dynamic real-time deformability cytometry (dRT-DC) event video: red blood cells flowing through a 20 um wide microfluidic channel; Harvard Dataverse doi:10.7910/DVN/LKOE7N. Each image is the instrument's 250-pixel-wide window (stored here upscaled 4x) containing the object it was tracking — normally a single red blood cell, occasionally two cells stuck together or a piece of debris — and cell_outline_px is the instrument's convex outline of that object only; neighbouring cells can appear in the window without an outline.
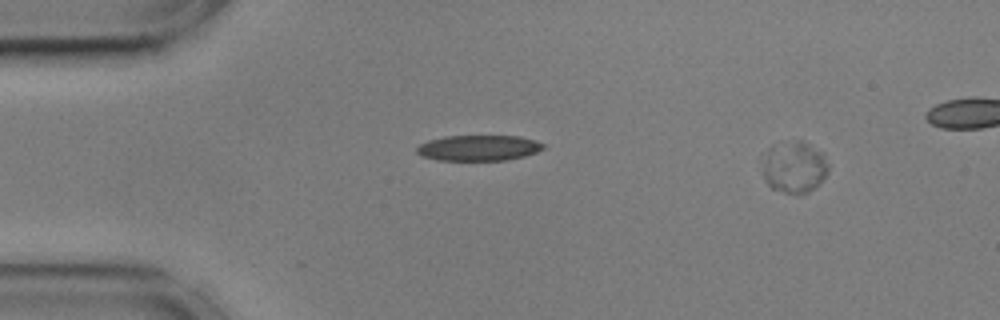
{"species": "common noctule bat (a hibernating species)", "species_latin": "Nyctalus noctula", "temperature_condition": "cold", "stored_images_in_passage": 38, "camera_frame_rate_fps": 3000, "um_per_image_px": 0.085, "animal": {"sex": "male", "body_mass_g": 17.9, "forearm_length_mm": 54.2}, "frame": {"image": 1, "passage_image": 1, "time_ms": 0.0, "image_size_px": [1000, 320], "cell_outline_px": [[828, 172], [808, 192], [796, 196], [772, 188], [764, 180], [760, 172], [768, 148], [772, 144], [796, 140], [800, 140], [824, 152], [828, 164]], "centroid_in_image_um": [67.48, 14.2], "position_along_channel_um": 17.5, "area_um2": 20.11}}
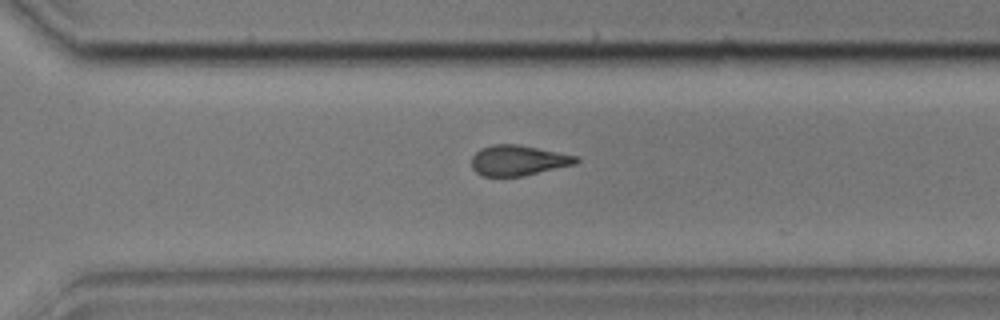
{"frame": {"image": 2, "passage_image": 26, "time_ms": 8.333, "image_size_px": [1000, 320], "cell_outline_px": [[580, 160], [576, 164], [524, 176], [484, 176], [476, 172], [472, 168], [472, 156], [480, 148], [492, 144], [516, 144], [580, 156]], "centroid_in_image_um": [44.07, 13.63], "position_along_channel_um": 326.5, "area_um2": 18.61}}
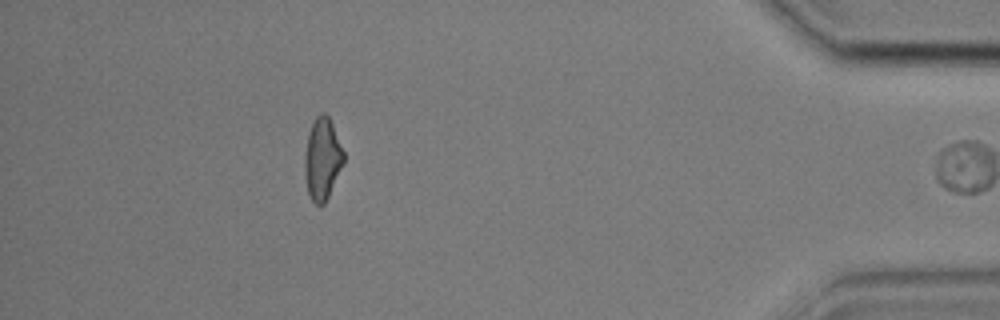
{"frame": {"image": 3, "passage_image": 37, "time_ms": 12.0, "image_size_px": [1000, 320], "cell_outline_px": [[344, 164], [324, 204], [316, 204], [312, 200], [308, 192], [304, 172], [304, 156], [308, 136], [312, 124], [316, 116], [320, 112], [324, 112], [328, 116], [332, 124], [344, 152]], "centroid_in_image_um": [27.4, 13.5], "position_along_channel_um": 407.8, "area_um2": 18.44}, "authors_computed_cell_mechanics": {"area_um2": 19.363, "velocity_mm_per_s": 3.6006, "shape_relaxation_time_tau1_ms": 5.6405, "shape_relaxation_time_tau2_ms": 5.1315, "deformation_change_tau1": 0.1659, "deformation_change_tau2": 0.1275}}